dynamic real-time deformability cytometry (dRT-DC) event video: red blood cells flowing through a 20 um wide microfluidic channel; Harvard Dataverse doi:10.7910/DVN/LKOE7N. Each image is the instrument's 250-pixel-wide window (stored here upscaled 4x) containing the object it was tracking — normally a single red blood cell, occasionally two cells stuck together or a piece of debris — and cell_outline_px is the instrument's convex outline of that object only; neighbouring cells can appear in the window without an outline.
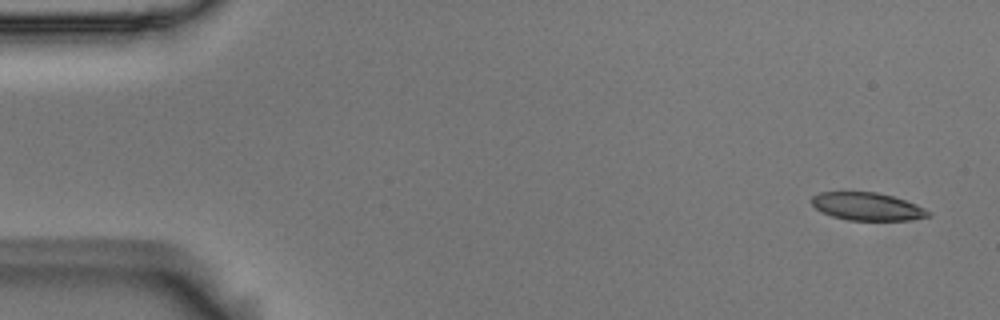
{"species": "Egyptian fruit bat (a non-hibernating species)", "species_latin": "Rousettus aegyptiacus", "temperature_condition": "room temperature", "stored_images_in_passage": 26, "camera_frame_rate_fps": 3000, "um_per_image_px": 0.085, "animal": {"sex": "male"}, "frame": {"image": 1, "passage_image": 1, "time_ms": 0.0, "image_size_px": [1000, 320], "cell_outline_px": [[932, 216], [908, 220], [848, 220], [832, 216], [816, 208], [812, 204], [812, 196], [820, 192], [876, 192], [892, 196], [916, 204], [932, 212]], "centroid_in_image_um": [73.75, 17.55], "position_along_channel_um": 11.3, "area_um2": 18.79}}
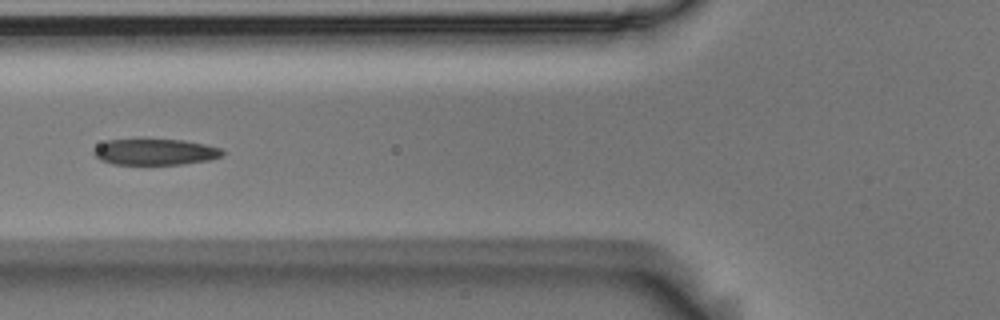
{"frame": {"image": 2, "passage_image": 19, "time_ms": 6.0, "image_size_px": [1000, 320], "cell_outline_px": [[224, 152], [220, 156], [208, 160], [180, 164], [112, 164], [100, 160], [92, 152], [92, 148], [108, 140], [136, 136], [140, 136], [184, 140], [204, 144], [220, 148]], "centroid_in_image_um": [13.08, 12.85], "position_along_channel_um": 112.7, "area_um2": 20.46}}
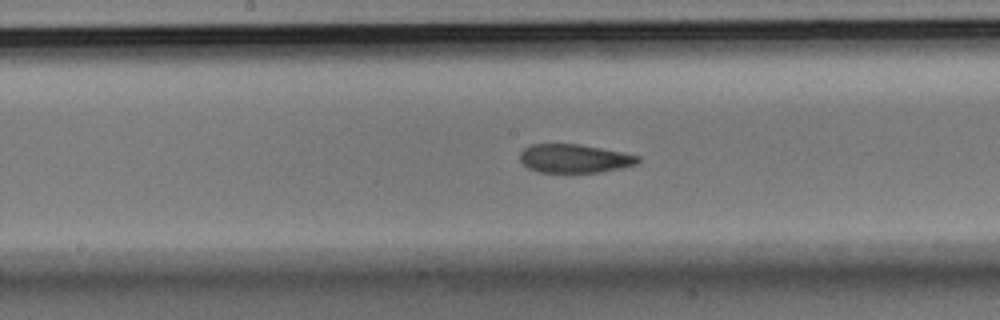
{"frame": {"image": 3, "passage_image": 26, "time_ms": 8.333, "image_size_px": [1000, 320], "cell_outline_px": [[640, 160], [636, 164], [620, 168], [600, 172], [540, 172], [528, 168], [520, 160], [520, 152], [524, 148], [532, 144], [580, 144], [640, 156]], "centroid_in_image_um": [48.8, 13.47], "position_along_channel_um": 199.4, "area_um2": 19.48}}